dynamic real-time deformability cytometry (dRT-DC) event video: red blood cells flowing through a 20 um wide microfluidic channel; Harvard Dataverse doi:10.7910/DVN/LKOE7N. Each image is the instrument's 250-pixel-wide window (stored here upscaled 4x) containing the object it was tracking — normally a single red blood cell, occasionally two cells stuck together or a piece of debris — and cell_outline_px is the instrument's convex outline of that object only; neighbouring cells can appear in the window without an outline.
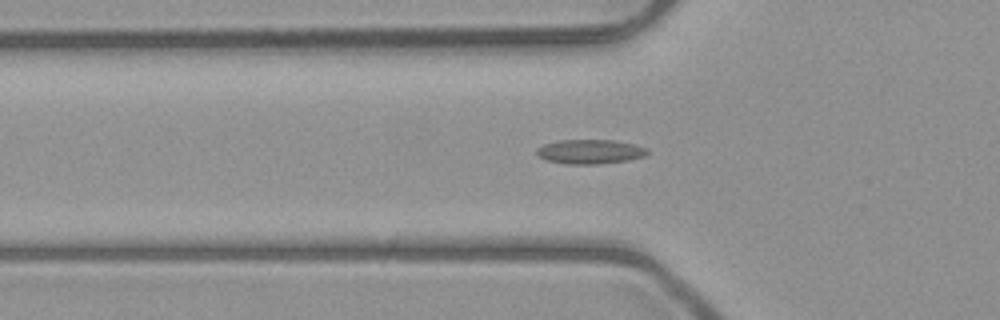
{"species": "common noctule bat (a hibernating species)", "species_latin": "Nyctalus noctula", "temperature_condition": "room temperature", "stored_images_in_passage": 52, "camera_frame_rate_fps": 3000, "um_per_image_px": 0.085, "animal": {"sex": "male", "body_mass_g": 23.1, "forearm_length_mm": 52.7}, "frame": {"image": 1, "passage_image": 18, "time_ms": 5.667, "image_size_px": [1000, 320], "cell_outline_px": [[648, 152], [644, 156], [628, 160], [600, 164], [564, 164], [544, 160], [536, 156], [536, 148], [544, 144], [560, 140], [616, 140], [648, 148]], "centroid_in_image_um": [50.1, 12.9], "position_along_channel_um": 75.7, "area_um2": 15.9}}
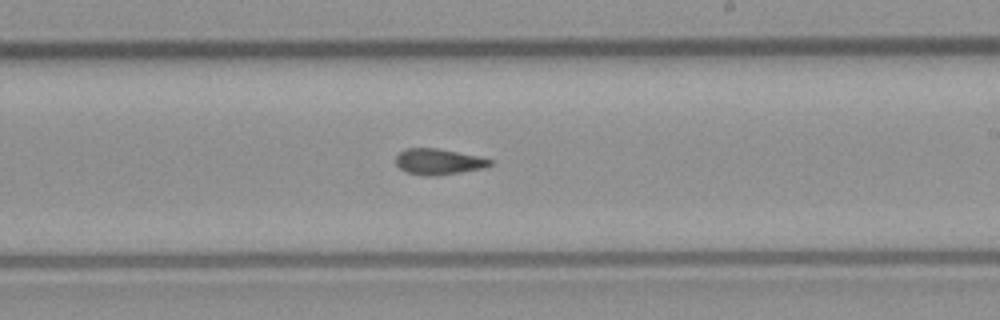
{"frame": {"image": 2, "passage_image": 31, "time_ms": 10.0, "image_size_px": [1000, 320], "cell_outline_px": [[492, 164], [484, 168], [436, 176], [424, 176], [408, 172], [400, 168], [396, 164], [396, 156], [400, 152], [408, 148], [436, 148], [476, 156], [492, 160]], "centroid_in_image_um": [37.25, 13.75], "position_along_channel_um": 251.7, "area_um2": 13.99}}
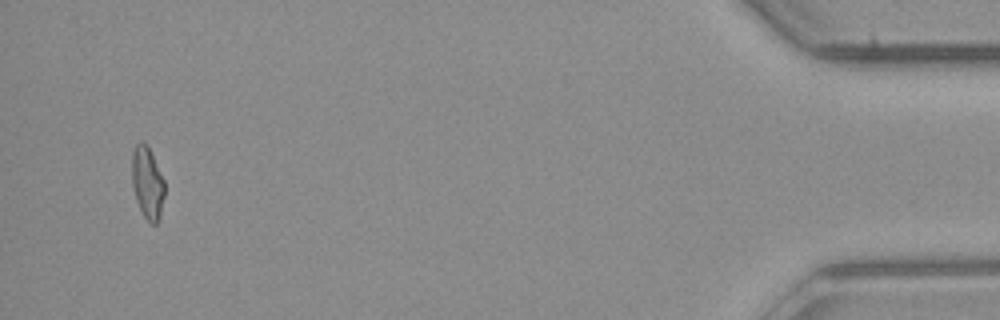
{"frame": {"image": 3, "passage_image": 50, "time_ms": 16.333, "image_size_px": [1000, 320], "cell_outline_px": [[164, 196], [160, 216], [156, 224], [148, 224], [136, 200], [132, 184], [132, 152], [136, 144], [140, 140], [144, 140], [148, 144], [164, 180]], "centroid_in_image_um": [12.52, 15.5], "position_along_channel_um": 422.7, "area_um2": 13.93}, "authors_computed_cell_mechanics": {"area_um2": 14.5078, "velocity_mm_per_s": 4.0286, "shape_relaxation_time_tau1_ms": null, "shape_relaxation_time_tau2_ms": 3.6152, "deformation_change_tau1": null, "deformation_change_tau2": 0.1107}}